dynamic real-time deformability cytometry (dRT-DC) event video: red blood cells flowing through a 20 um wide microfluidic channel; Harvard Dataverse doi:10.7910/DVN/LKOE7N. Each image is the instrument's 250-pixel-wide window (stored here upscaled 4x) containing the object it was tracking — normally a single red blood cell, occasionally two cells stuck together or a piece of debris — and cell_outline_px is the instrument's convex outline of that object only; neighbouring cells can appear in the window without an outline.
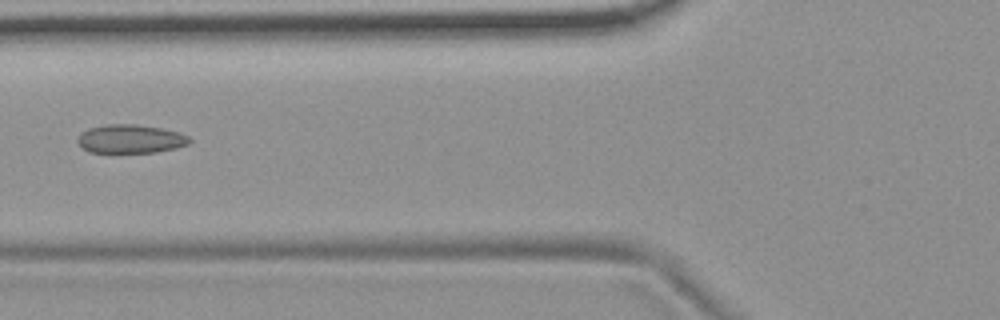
{"species": "common noctule bat (a hibernating species)", "species_latin": "Nyctalus noctula", "temperature_condition": "room temperature", "stored_images_in_passage": 7, "camera_frame_rate_fps": 3000, "um_per_image_px": 0.085, "animal": {"sex": "female", "body_mass_g": 19.9}, "frame": {"image": 1, "passage_image": 6, "time_ms": 1.667, "image_size_px": [1000, 320], "cell_outline_px": [[192, 140], [188, 144], [176, 148], [156, 152], [88, 152], [76, 140], [88, 128], [104, 124], [136, 124], [160, 128], [180, 132], [188, 136]], "centroid_in_image_um": [11.12, 11.8], "position_along_channel_um": 114.7, "area_um2": 18.55}}
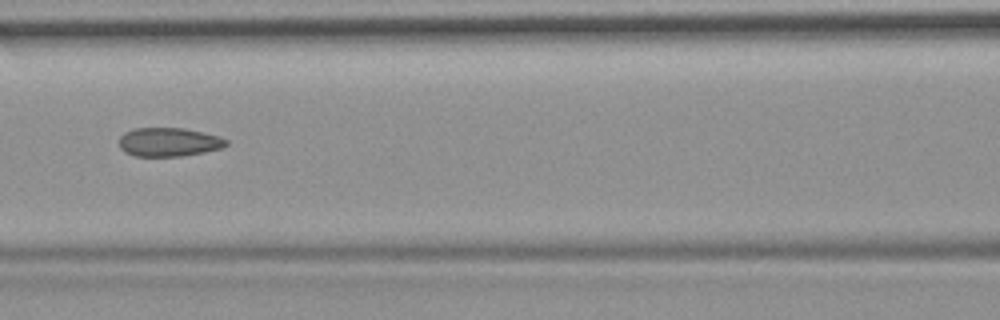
{"frame": {"image": 2, "passage_image": 7, "time_ms": 2.0, "image_size_px": [1000, 320], "cell_outline_px": [[228, 144], [224, 148], [184, 156], [136, 156], [124, 152], [120, 148], [120, 136], [124, 132], [136, 128], [184, 128], [220, 136], [228, 140]], "centroid_in_image_um": [14.38, 12.08], "position_along_channel_um": 152.2, "area_um2": 18.09}}